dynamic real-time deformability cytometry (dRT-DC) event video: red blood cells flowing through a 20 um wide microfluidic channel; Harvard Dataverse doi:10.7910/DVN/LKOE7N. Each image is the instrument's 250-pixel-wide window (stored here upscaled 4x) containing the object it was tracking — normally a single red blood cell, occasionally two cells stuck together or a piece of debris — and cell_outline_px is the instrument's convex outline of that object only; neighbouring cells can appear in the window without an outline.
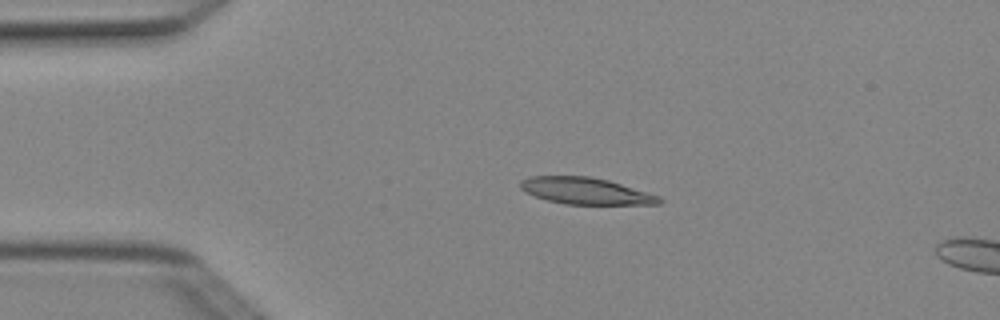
{"species": "Egyptian fruit bat (a non-hibernating species)", "species_latin": "Rousettus aegyptiacus", "temperature_condition": "cold", "stored_images_in_passage": 4, "camera_frame_rate_fps": 3000, "um_per_image_px": 0.085, "animal": {"sex": "female"}, "frame": {"image": 1, "passage_image": 2, "time_ms": 0.333, "image_size_px": [1000, 320], "cell_outline_px": [[664, 200], [660, 204], [564, 204], [548, 200], [524, 192], [520, 188], [520, 180], [528, 176], [588, 176], [608, 180], [660, 196]], "centroid_in_image_um": [49.76, 16.23], "position_along_channel_um": 35.2, "area_um2": 21.5}}